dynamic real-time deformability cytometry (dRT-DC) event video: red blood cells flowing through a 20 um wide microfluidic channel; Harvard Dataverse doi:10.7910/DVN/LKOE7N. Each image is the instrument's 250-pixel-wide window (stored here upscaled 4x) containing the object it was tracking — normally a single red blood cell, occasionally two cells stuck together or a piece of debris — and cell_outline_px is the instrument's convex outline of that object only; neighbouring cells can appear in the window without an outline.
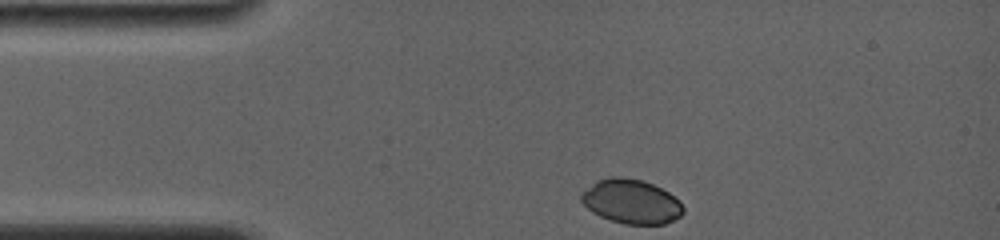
{"species": "common noctule bat (a hibernating species)", "species_latin": "Nyctalus noctula", "temperature_condition": "room temperature", "stored_images_in_passage": 6, "camera_frame_rate_fps": 4000, "um_per_image_px": 0.085, "animal": {"sex": "female", "body_mass_g": 19.0, "forearm_length_mm": 56.7}, "frame": {"image": 1, "passage_image": 1, "time_ms": 0.0, "image_size_px": [1000, 240], "cell_outline_px": [[684, 212], [680, 216], [664, 224], [624, 224], [600, 216], [592, 212], [580, 200], [580, 192], [596, 180], [608, 176], [620, 176], [644, 180], [668, 192], [680, 200], [684, 208]], "centroid_in_image_um": [53.63, 17.11], "position_along_channel_um": 31.4, "area_um2": 26.53}}
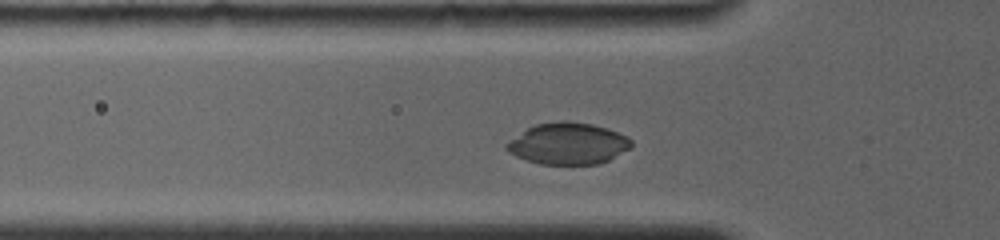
{"frame": {"image": 2, "passage_image": 5, "time_ms": 2.25, "image_size_px": [1000, 240], "cell_outline_px": [[632, 148], [600, 164], [540, 164], [516, 156], [508, 152], [504, 148], [504, 144], [528, 128], [536, 124], [560, 120], [568, 120], [592, 124], [608, 128], [632, 140]], "centroid_in_image_um": [48.28, 12.2], "position_along_channel_um": 77.5, "area_um2": 30.23}}